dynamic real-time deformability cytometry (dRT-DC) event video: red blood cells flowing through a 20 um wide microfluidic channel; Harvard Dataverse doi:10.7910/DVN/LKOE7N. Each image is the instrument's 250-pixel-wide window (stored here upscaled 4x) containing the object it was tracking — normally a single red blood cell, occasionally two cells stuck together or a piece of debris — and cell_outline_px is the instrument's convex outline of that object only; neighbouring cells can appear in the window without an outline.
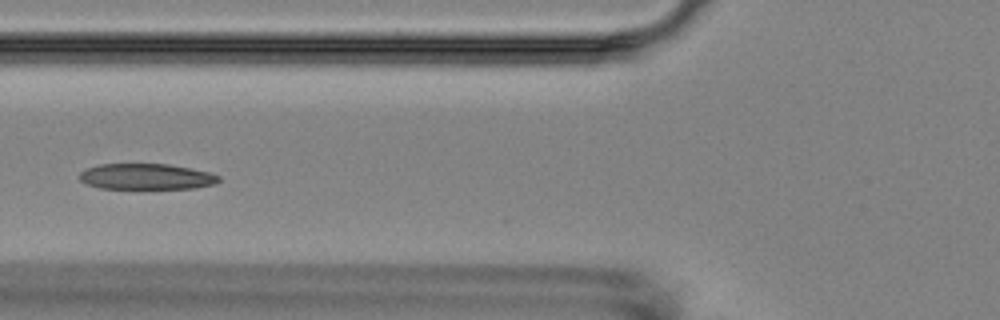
{"species": "Egyptian fruit bat (a non-hibernating species)", "species_latin": "Rousettus aegyptiacus", "temperature_condition": "room temperature", "stored_images_in_passage": 9, "camera_frame_rate_fps": 3000, "um_per_image_px": 0.085, "animal": {"sex": "female"}, "frame": {"image": 1, "passage_image": 6, "time_ms": 6.0, "image_size_px": [1000, 320], "cell_outline_px": [[220, 180], [216, 184], [196, 188], [100, 188], [88, 184], [80, 180], [80, 172], [88, 168], [100, 164], [168, 164], [208, 172], [220, 176]], "centroid_in_image_um": [12.46, 15.01], "position_along_channel_um": 113.3, "area_um2": 20.75}}
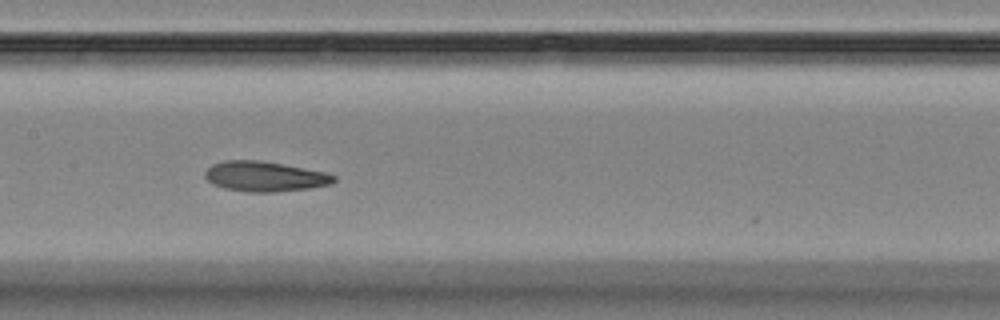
{"frame": {"image": 2, "passage_image": 8, "time_ms": 8.0, "image_size_px": [1000, 320], "cell_outline_px": [[336, 180], [332, 184], [308, 188], [272, 192], [248, 192], [224, 188], [212, 184], [204, 176], [204, 172], [212, 164], [224, 160], [256, 160], [284, 164], [324, 172], [336, 176]], "centroid_in_image_um": [22.48, 14.99], "position_along_channel_um": 184.9, "area_um2": 22.54}}
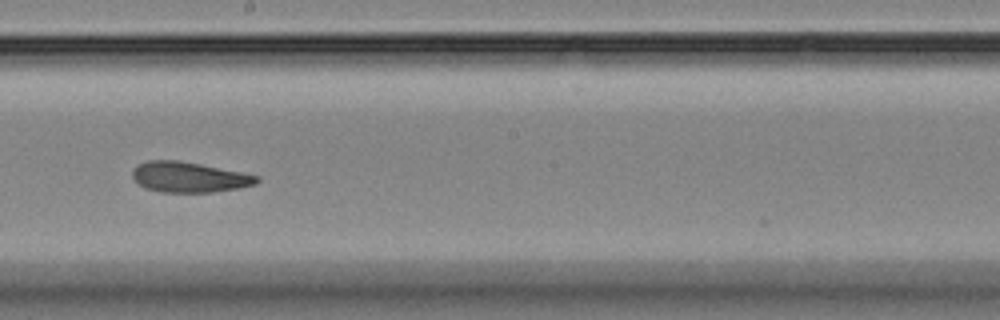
{"frame": {"image": 3, "passage_image": 9, "time_ms": 9.333, "image_size_px": [1000, 320], "cell_outline_px": [[260, 180], [256, 184], [240, 188], [212, 192], [160, 192], [144, 188], [132, 176], [132, 172], [136, 164], [148, 160], [176, 160], [200, 164], [260, 176]], "centroid_in_image_um": [16.06, 15.06], "position_along_channel_um": 232.1, "area_um2": 22.02}}